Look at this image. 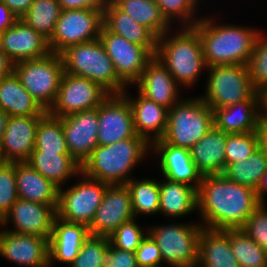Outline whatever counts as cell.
I'll list each match as a JSON object with an SVG mask.
<instances>
[{
  "label": "cell",
  "instance_id": "obj_9",
  "mask_svg": "<svg viewBox=\"0 0 267 267\" xmlns=\"http://www.w3.org/2000/svg\"><path fill=\"white\" fill-rule=\"evenodd\" d=\"M14 72L30 95L48 111L56 100L64 73L61 55L50 52L42 58L16 62Z\"/></svg>",
  "mask_w": 267,
  "mask_h": 267
},
{
  "label": "cell",
  "instance_id": "obj_23",
  "mask_svg": "<svg viewBox=\"0 0 267 267\" xmlns=\"http://www.w3.org/2000/svg\"><path fill=\"white\" fill-rule=\"evenodd\" d=\"M90 236L88 226L70 223L55 217L49 237V267L54 261L69 266L79 254L84 241Z\"/></svg>",
  "mask_w": 267,
  "mask_h": 267
},
{
  "label": "cell",
  "instance_id": "obj_10",
  "mask_svg": "<svg viewBox=\"0 0 267 267\" xmlns=\"http://www.w3.org/2000/svg\"><path fill=\"white\" fill-rule=\"evenodd\" d=\"M71 187L59 188L56 217L70 223L89 226L109 184L87 177L83 172Z\"/></svg>",
  "mask_w": 267,
  "mask_h": 267
},
{
  "label": "cell",
  "instance_id": "obj_31",
  "mask_svg": "<svg viewBox=\"0 0 267 267\" xmlns=\"http://www.w3.org/2000/svg\"><path fill=\"white\" fill-rule=\"evenodd\" d=\"M162 180V182L159 181V213L177 220V218L185 217L191 212H197V188L166 178Z\"/></svg>",
  "mask_w": 267,
  "mask_h": 267
},
{
  "label": "cell",
  "instance_id": "obj_28",
  "mask_svg": "<svg viewBox=\"0 0 267 267\" xmlns=\"http://www.w3.org/2000/svg\"><path fill=\"white\" fill-rule=\"evenodd\" d=\"M18 198L25 201L58 205L59 187L43 177L27 162L15 163Z\"/></svg>",
  "mask_w": 267,
  "mask_h": 267
},
{
  "label": "cell",
  "instance_id": "obj_7",
  "mask_svg": "<svg viewBox=\"0 0 267 267\" xmlns=\"http://www.w3.org/2000/svg\"><path fill=\"white\" fill-rule=\"evenodd\" d=\"M202 229L200 222H189L151 226L147 231L160 250L163 264L170 267H197Z\"/></svg>",
  "mask_w": 267,
  "mask_h": 267
},
{
  "label": "cell",
  "instance_id": "obj_13",
  "mask_svg": "<svg viewBox=\"0 0 267 267\" xmlns=\"http://www.w3.org/2000/svg\"><path fill=\"white\" fill-rule=\"evenodd\" d=\"M99 40L113 62L116 74L127 86H133L148 61L154 56L145 46L127 41L124 37L109 31L104 25Z\"/></svg>",
  "mask_w": 267,
  "mask_h": 267
},
{
  "label": "cell",
  "instance_id": "obj_51",
  "mask_svg": "<svg viewBox=\"0 0 267 267\" xmlns=\"http://www.w3.org/2000/svg\"><path fill=\"white\" fill-rule=\"evenodd\" d=\"M258 137V147L267 154V118L261 117L258 127L256 129Z\"/></svg>",
  "mask_w": 267,
  "mask_h": 267
},
{
  "label": "cell",
  "instance_id": "obj_35",
  "mask_svg": "<svg viewBox=\"0 0 267 267\" xmlns=\"http://www.w3.org/2000/svg\"><path fill=\"white\" fill-rule=\"evenodd\" d=\"M125 185L130 192L133 214L136 219L138 214L151 216L159 213V180L132 178Z\"/></svg>",
  "mask_w": 267,
  "mask_h": 267
},
{
  "label": "cell",
  "instance_id": "obj_47",
  "mask_svg": "<svg viewBox=\"0 0 267 267\" xmlns=\"http://www.w3.org/2000/svg\"><path fill=\"white\" fill-rule=\"evenodd\" d=\"M104 267H138L135 252L120 250L110 244Z\"/></svg>",
  "mask_w": 267,
  "mask_h": 267
},
{
  "label": "cell",
  "instance_id": "obj_15",
  "mask_svg": "<svg viewBox=\"0 0 267 267\" xmlns=\"http://www.w3.org/2000/svg\"><path fill=\"white\" fill-rule=\"evenodd\" d=\"M133 218L132 200L126 185H109L88 226L89 234L109 237L121 224Z\"/></svg>",
  "mask_w": 267,
  "mask_h": 267
},
{
  "label": "cell",
  "instance_id": "obj_4",
  "mask_svg": "<svg viewBox=\"0 0 267 267\" xmlns=\"http://www.w3.org/2000/svg\"><path fill=\"white\" fill-rule=\"evenodd\" d=\"M169 32L158 38L155 56L180 86L191 88L207 69L198 31L194 27H182L173 36Z\"/></svg>",
  "mask_w": 267,
  "mask_h": 267
},
{
  "label": "cell",
  "instance_id": "obj_25",
  "mask_svg": "<svg viewBox=\"0 0 267 267\" xmlns=\"http://www.w3.org/2000/svg\"><path fill=\"white\" fill-rule=\"evenodd\" d=\"M122 94L131 105L136 134L143 137L150 145L162 139L167 129L168 109L147 99L139 92L134 99L129 96L128 90Z\"/></svg>",
  "mask_w": 267,
  "mask_h": 267
},
{
  "label": "cell",
  "instance_id": "obj_38",
  "mask_svg": "<svg viewBox=\"0 0 267 267\" xmlns=\"http://www.w3.org/2000/svg\"><path fill=\"white\" fill-rule=\"evenodd\" d=\"M230 245L239 267H267V251L240 228L230 229Z\"/></svg>",
  "mask_w": 267,
  "mask_h": 267
},
{
  "label": "cell",
  "instance_id": "obj_33",
  "mask_svg": "<svg viewBox=\"0 0 267 267\" xmlns=\"http://www.w3.org/2000/svg\"><path fill=\"white\" fill-rule=\"evenodd\" d=\"M120 11L130 15L137 24L148 28L157 38L170 31L155 0H110Z\"/></svg>",
  "mask_w": 267,
  "mask_h": 267
},
{
  "label": "cell",
  "instance_id": "obj_34",
  "mask_svg": "<svg viewBox=\"0 0 267 267\" xmlns=\"http://www.w3.org/2000/svg\"><path fill=\"white\" fill-rule=\"evenodd\" d=\"M266 171L267 154L258 147L245 160L227 165L222 174L237 184L245 185L255 190Z\"/></svg>",
  "mask_w": 267,
  "mask_h": 267
},
{
  "label": "cell",
  "instance_id": "obj_16",
  "mask_svg": "<svg viewBox=\"0 0 267 267\" xmlns=\"http://www.w3.org/2000/svg\"><path fill=\"white\" fill-rule=\"evenodd\" d=\"M46 237L0 230V255L24 267H49Z\"/></svg>",
  "mask_w": 267,
  "mask_h": 267
},
{
  "label": "cell",
  "instance_id": "obj_52",
  "mask_svg": "<svg viewBox=\"0 0 267 267\" xmlns=\"http://www.w3.org/2000/svg\"><path fill=\"white\" fill-rule=\"evenodd\" d=\"M14 71V63L8 58L6 52L0 48V80Z\"/></svg>",
  "mask_w": 267,
  "mask_h": 267
},
{
  "label": "cell",
  "instance_id": "obj_57",
  "mask_svg": "<svg viewBox=\"0 0 267 267\" xmlns=\"http://www.w3.org/2000/svg\"><path fill=\"white\" fill-rule=\"evenodd\" d=\"M1 225H2V219L0 218V228H1Z\"/></svg>",
  "mask_w": 267,
  "mask_h": 267
},
{
  "label": "cell",
  "instance_id": "obj_11",
  "mask_svg": "<svg viewBox=\"0 0 267 267\" xmlns=\"http://www.w3.org/2000/svg\"><path fill=\"white\" fill-rule=\"evenodd\" d=\"M104 9L62 10L54 32L48 40L49 49L60 54L67 47L99 39Z\"/></svg>",
  "mask_w": 267,
  "mask_h": 267
},
{
  "label": "cell",
  "instance_id": "obj_43",
  "mask_svg": "<svg viewBox=\"0 0 267 267\" xmlns=\"http://www.w3.org/2000/svg\"><path fill=\"white\" fill-rule=\"evenodd\" d=\"M147 234L148 231L144 233V230L136 223V218H133L121 224L109 236V241L117 249L135 252Z\"/></svg>",
  "mask_w": 267,
  "mask_h": 267
},
{
  "label": "cell",
  "instance_id": "obj_49",
  "mask_svg": "<svg viewBox=\"0 0 267 267\" xmlns=\"http://www.w3.org/2000/svg\"><path fill=\"white\" fill-rule=\"evenodd\" d=\"M9 10L20 19L32 5L34 0H1Z\"/></svg>",
  "mask_w": 267,
  "mask_h": 267
},
{
  "label": "cell",
  "instance_id": "obj_20",
  "mask_svg": "<svg viewBox=\"0 0 267 267\" xmlns=\"http://www.w3.org/2000/svg\"><path fill=\"white\" fill-rule=\"evenodd\" d=\"M133 85L137 86L136 92L168 110L181 99V86H178L166 66L155 55L148 61L140 78Z\"/></svg>",
  "mask_w": 267,
  "mask_h": 267
},
{
  "label": "cell",
  "instance_id": "obj_53",
  "mask_svg": "<svg viewBox=\"0 0 267 267\" xmlns=\"http://www.w3.org/2000/svg\"><path fill=\"white\" fill-rule=\"evenodd\" d=\"M255 191L259 204H266L265 196L267 193V171L263 174Z\"/></svg>",
  "mask_w": 267,
  "mask_h": 267
},
{
  "label": "cell",
  "instance_id": "obj_30",
  "mask_svg": "<svg viewBox=\"0 0 267 267\" xmlns=\"http://www.w3.org/2000/svg\"><path fill=\"white\" fill-rule=\"evenodd\" d=\"M0 109L9 116H44L47 113L14 71L0 80Z\"/></svg>",
  "mask_w": 267,
  "mask_h": 267
},
{
  "label": "cell",
  "instance_id": "obj_2",
  "mask_svg": "<svg viewBox=\"0 0 267 267\" xmlns=\"http://www.w3.org/2000/svg\"><path fill=\"white\" fill-rule=\"evenodd\" d=\"M229 24H216L210 16L201 17L193 26L201 39L207 67L248 64L261 30Z\"/></svg>",
  "mask_w": 267,
  "mask_h": 267
},
{
  "label": "cell",
  "instance_id": "obj_39",
  "mask_svg": "<svg viewBox=\"0 0 267 267\" xmlns=\"http://www.w3.org/2000/svg\"><path fill=\"white\" fill-rule=\"evenodd\" d=\"M162 15L171 24L179 21L180 27H193L201 17H195L201 0H155ZM197 6V7H196ZM181 21V22H180Z\"/></svg>",
  "mask_w": 267,
  "mask_h": 267
},
{
  "label": "cell",
  "instance_id": "obj_8",
  "mask_svg": "<svg viewBox=\"0 0 267 267\" xmlns=\"http://www.w3.org/2000/svg\"><path fill=\"white\" fill-rule=\"evenodd\" d=\"M206 71L207 87L204 96L202 94L200 98L212 110L249 100L257 93L247 65H215L207 67Z\"/></svg>",
  "mask_w": 267,
  "mask_h": 267
},
{
  "label": "cell",
  "instance_id": "obj_42",
  "mask_svg": "<svg viewBox=\"0 0 267 267\" xmlns=\"http://www.w3.org/2000/svg\"><path fill=\"white\" fill-rule=\"evenodd\" d=\"M258 148L256 131L250 133H227L225 167L248 158Z\"/></svg>",
  "mask_w": 267,
  "mask_h": 267
},
{
  "label": "cell",
  "instance_id": "obj_55",
  "mask_svg": "<svg viewBox=\"0 0 267 267\" xmlns=\"http://www.w3.org/2000/svg\"><path fill=\"white\" fill-rule=\"evenodd\" d=\"M262 116L267 118V88L261 93Z\"/></svg>",
  "mask_w": 267,
  "mask_h": 267
},
{
  "label": "cell",
  "instance_id": "obj_17",
  "mask_svg": "<svg viewBox=\"0 0 267 267\" xmlns=\"http://www.w3.org/2000/svg\"><path fill=\"white\" fill-rule=\"evenodd\" d=\"M57 206L18 199L2 219L1 227L2 229L7 227L5 225H8L10 222L14 224L15 228H5L6 230L38 235L49 240L53 221L56 217Z\"/></svg>",
  "mask_w": 267,
  "mask_h": 267
},
{
  "label": "cell",
  "instance_id": "obj_50",
  "mask_svg": "<svg viewBox=\"0 0 267 267\" xmlns=\"http://www.w3.org/2000/svg\"><path fill=\"white\" fill-rule=\"evenodd\" d=\"M18 18L9 10V8L0 0V32L3 33L11 27Z\"/></svg>",
  "mask_w": 267,
  "mask_h": 267
},
{
  "label": "cell",
  "instance_id": "obj_32",
  "mask_svg": "<svg viewBox=\"0 0 267 267\" xmlns=\"http://www.w3.org/2000/svg\"><path fill=\"white\" fill-rule=\"evenodd\" d=\"M27 163L59 188L81 172V164L70 154L32 151Z\"/></svg>",
  "mask_w": 267,
  "mask_h": 267
},
{
  "label": "cell",
  "instance_id": "obj_46",
  "mask_svg": "<svg viewBox=\"0 0 267 267\" xmlns=\"http://www.w3.org/2000/svg\"><path fill=\"white\" fill-rule=\"evenodd\" d=\"M135 256L138 267H163L160 250L149 234L135 250Z\"/></svg>",
  "mask_w": 267,
  "mask_h": 267
},
{
  "label": "cell",
  "instance_id": "obj_22",
  "mask_svg": "<svg viewBox=\"0 0 267 267\" xmlns=\"http://www.w3.org/2000/svg\"><path fill=\"white\" fill-rule=\"evenodd\" d=\"M151 148L160 158L159 170L164 178L199 188L203 176L193 163L189 149L167 144L162 139L154 141Z\"/></svg>",
  "mask_w": 267,
  "mask_h": 267
},
{
  "label": "cell",
  "instance_id": "obj_5",
  "mask_svg": "<svg viewBox=\"0 0 267 267\" xmlns=\"http://www.w3.org/2000/svg\"><path fill=\"white\" fill-rule=\"evenodd\" d=\"M64 72L87 78L109 94H122L128 86L116 74L113 62L99 39L74 44L60 53Z\"/></svg>",
  "mask_w": 267,
  "mask_h": 267
},
{
  "label": "cell",
  "instance_id": "obj_27",
  "mask_svg": "<svg viewBox=\"0 0 267 267\" xmlns=\"http://www.w3.org/2000/svg\"><path fill=\"white\" fill-rule=\"evenodd\" d=\"M197 267H239L230 245V229L201 230Z\"/></svg>",
  "mask_w": 267,
  "mask_h": 267
},
{
  "label": "cell",
  "instance_id": "obj_48",
  "mask_svg": "<svg viewBox=\"0 0 267 267\" xmlns=\"http://www.w3.org/2000/svg\"><path fill=\"white\" fill-rule=\"evenodd\" d=\"M62 10L104 9L108 0H58Z\"/></svg>",
  "mask_w": 267,
  "mask_h": 267
},
{
  "label": "cell",
  "instance_id": "obj_21",
  "mask_svg": "<svg viewBox=\"0 0 267 267\" xmlns=\"http://www.w3.org/2000/svg\"><path fill=\"white\" fill-rule=\"evenodd\" d=\"M1 49L14 64L42 58L51 52L48 40L21 19L1 33Z\"/></svg>",
  "mask_w": 267,
  "mask_h": 267
},
{
  "label": "cell",
  "instance_id": "obj_18",
  "mask_svg": "<svg viewBox=\"0 0 267 267\" xmlns=\"http://www.w3.org/2000/svg\"><path fill=\"white\" fill-rule=\"evenodd\" d=\"M43 116H9L0 142V162H27L35 146L36 129Z\"/></svg>",
  "mask_w": 267,
  "mask_h": 267
},
{
  "label": "cell",
  "instance_id": "obj_19",
  "mask_svg": "<svg viewBox=\"0 0 267 267\" xmlns=\"http://www.w3.org/2000/svg\"><path fill=\"white\" fill-rule=\"evenodd\" d=\"M69 154L82 164L98 146V109L61 117Z\"/></svg>",
  "mask_w": 267,
  "mask_h": 267
},
{
  "label": "cell",
  "instance_id": "obj_36",
  "mask_svg": "<svg viewBox=\"0 0 267 267\" xmlns=\"http://www.w3.org/2000/svg\"><path fill=\"white\" fill-rule=\"evenodd\" d=\"M33 151L69 154L61 118L47 112L39 120Z\"/></svg>",
  "mask_w": 267,
  "mask_h": 267
},
{
  "label": "cell",
  "instance_id": "obj_29",
  "mask_svg": "<svg viewBox=\"0 0 267 267\" xmlns=\"http://www.w3.org/2000/svg\"><path fill=\"white\" fill-rule=\"evenodd\" d=\"M103 25L112 33L145 46L153 55L156 54L158 38L148 28L137 24L130 15L120 11L110 0L103 10Z\"/></svg>",
  "mask_w": 267,
  "mask_h": 267
},
{
  "label": "cell",
  "instance_id": "obj_56",
  "mask_svg": "<svg viewBox=\"0 0 267 267\" xmlns=\"http://www.w3.org/2000/svg\"><path fill=\"white\" fill-rule=\"evenodd\" d=\"M0 48H1V32H0Z\"/></svg>",
  "mask_w": 267,
  "mask_h": 267
},
{
  "label": "cell",
  "instance_id": "obj_24",
  "mask_svg": "<svg viewBox=\"0 0 267 267\" xmlns=\"http://www.w3.org/2000/svg\"><path fill=\"white\" fill-rule=\"evenodd\" d=\"M214 126L225 133H250L256 131L262 117L261 94L251 99L213 110Z\"/></svg>",
  "mask_w": 267,
  "mask_h": 267
},
{
  "label": "cell",
  "instance_id": "obj_26",
  "mask_svg": "<svg viewBox=\"0 0 267 267\" xmlns=\"http://www.w3.org/2000/svg\"><path fill=\"white\" fill-rule=\"evenodd\" d=\"M226 141L227 133L213 126L189 149L191 159L202 176L223 173Z\"/></svg>",
  "mask_w": 267,
  "mask_h": 267
},
{
  "label": "cell",
  "instance_id": "obj_12",
  "mask_svg": "<svg viewBox=\"0 0 267 267\" xmlns=\"http://www.w3.org/2000/svg\"><path fill=\"white\" fill-rule=\"evenodd\" d=\"M110 94L99 84L64 72L54 104L47 111L55 117H64L97 108Z\"/></svg>",
  "mask_w": 267,
  "mask_h": 267
},
{
  "label": "cell",
  "instance_id": "obj_14",
  "mask_svg": "<svg viewBox=\"0 0 267 267\" xmlns=\"http://www.w3.org/2000/svg\"><path fill=\"white\" fill-rule=\"evenodd\" d=\"M98 145L134 137L133 112L123 94H110L98 107Z\"/></svg>",
  "mask_w": 267,
  "mask_h": 267
},
{
  "label": "cell",
  "instance_id": "obj_3",
  "mask_svg": "<svg viewBox=\"0 0 267 267\" xmlns=\"http://www.w3.org/2000/svg\"><path fill=\"white\" fill-rule=\"evenodd\" d=\"M150 149L151 145L137 134L110 145H98L81 164V172L109 185H125L132 179L130 172Z\"/></svg>",
  "mask_w": 267,
  "mask_h": 267
},
{
  "label": "cell",
  "instance_id": "obj_40",
  "mask_svg": "<svg viewBox=\"0 0 267 267\" xmlns=\"http://www.w3.org/2000/svg\"><path fill=\"white\" fill-rule=\"evenodd\" d=\"M109 245V237L90 235L82 244L77 257L68 267H104Z\"/></svg>",
  "mask_w": 267,
  "mask_h": 267
},
{
  "label": "cell",
  "instance_id": "obj_54",
  "mask_svg": "<svg viewBox=\"0 0 267 267\" xmlns=\"http://www.w3.org/2000/svg\"><path fill=\"white\" fill-rule=\"evenodd\" d=\"M8 118H9V115L0 109V142L2 140L4 131L6 129Z\"/></svg>",
  "mask_w": 267,
  "mask_h": 267
},
{
  "label": "cell",
  "instance_id": "obj_45",
  "mask_svg": "<svg viewBox=\"0 0 267 267\" xmlns=\"http://www.w3.org/2000/svg\"><path fill=\"white\" fill-rule=\"evenodd\" d=\"M240 229L243 230L261 248L267 251L266 204H259Z\"/></svg>",
  "mask_w": 267,
  "mask_h": 267
},
{
  "label": "cell",
  "instance_id": "obj_37",
  "mask_svg": "<svg viewBox=\"0 0 267 267\" xmlns=\"http://www.w3.org/2000/svg\"><path fill=\"white\" fill-rule=\"evenodd\" d=\"M61 11L58 0H34L20 19L49 40Z\"/></svg>",
  "mask_w": 267,
  "mask_h": 267
},
{
  "label": "cell",
  "instance_id": "obj_41",
  "mask_svg": "<svg viewBox=\"0 0 267 267\" xmlns=\"http://www.w3.org/2000/svg\"><path fill=\"white\" fill-rule=\"evenodd\" d=\"M259 32L247 64L252 84L258 93L267 88V35Z\"/></svg>",
  "mask_w": 267,
  "mask_h": 267
},
{
  "label": "cell",
  "instance_id": "obj_6",
  "mask_svg": "<svg viewBox=\"0 0 267 267\" xmlns=\"http://www.w3.org/2000/svg\"><path fill=\"white\" fill-rule=\"evenodd\" d=\"M214 126V113L200 97L180 99L168 110L167 129L162 140L190 149Z\"/></svg>",
  "mask_w": 267,
  "mask_h": 267
},
{
  "label": "cell",
  "instance_id": "obj_1",
  "mask_svg": "<svg viewBox=\"0 0 267 267\" xmlns=\"http://www.w3.org/2000/svg\"><path fill=\"white\" fill-rule=\"evenodd\" d=\"M203 228L239 229L259 206L256 191L237 184L223 174L205 175L197 189Z\"/></svg>",
  "mask_w": 267,
  "mask_h": 267
},
{
  "label": "cell",
  "instance_id": "obj_44",
  "mask_svg": "<svg viewBox=\"0 0 267 267\" xmlns=\"http://www.w3.org/2000/svg\"><path fill=\"white\" fill-rule=\"evenodd\" d=\"M15 163L0 162V218L3 219L18 200Z\"/></svg>",
  "mask_w": 267,
  "mask_h": 267
}]
</instances>
